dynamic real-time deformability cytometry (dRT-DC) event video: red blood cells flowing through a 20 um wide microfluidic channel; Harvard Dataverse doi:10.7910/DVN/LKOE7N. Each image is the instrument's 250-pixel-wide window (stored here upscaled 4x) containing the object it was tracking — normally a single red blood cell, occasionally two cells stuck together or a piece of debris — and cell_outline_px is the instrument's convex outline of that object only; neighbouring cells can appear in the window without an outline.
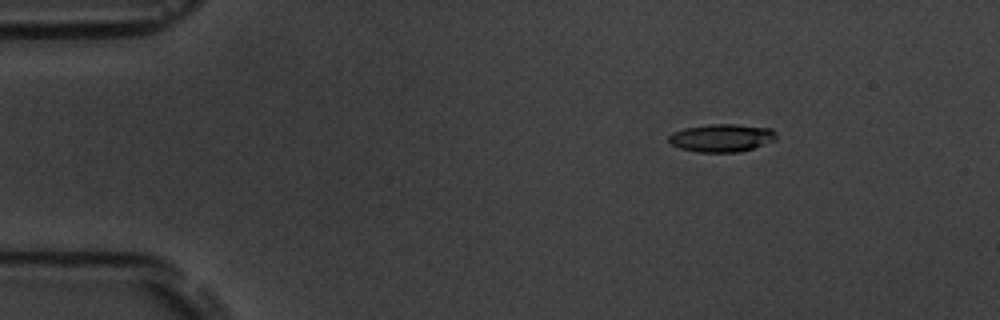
{"species": "common noctule bat (a hibernating species)", "species_latin": "Nyctalus noctula", "temperature_condition": "room temperature", "stored_images_in_passage": 7, "camera_frame_rate_fps": 3000, "um_per_image_px": 0.085, "animal": {"sex": "male", "body_mass_g": 19.5, "forearm_length_mm": 54.6}, "frame": {"image": 1, "passage_image": 1, "time_ms": 0.0, "image_size_px": [1000, 320], "cell_outline_px": [[776, 140], [752, 148], [736, 152], [696, 152], [680, 148], [672, 144], [668, 140], [668, 136], [672, 132], [684, 128], [708, 124], [736, 124], [772, 128], [776, 132]], "centroid_in_image_um": [61.34, 11.71], "position_along_channel_um": 23.7, "area_um2": 17.51}}
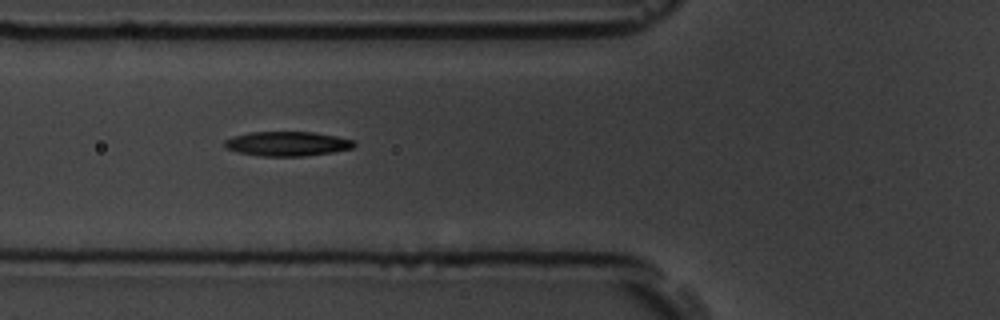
{"frame": {"image": 2, "passage_image": 5, "time_ms": 4.333, "image_size_px": [1000, 320], "cell_outline_px": [[356, 144], [352, 148], [332, 152], [304, 156], [260, 156], [240, 152], [228, 148], [224, 144], [224, 140], [232, 136], [248, 132], [312, 132], [336, 136], [352, 140]], "centroid_in_image_um": [24.4, 12.21], "position_along_channel_um": 101.4, "area_um2": 18.32}}
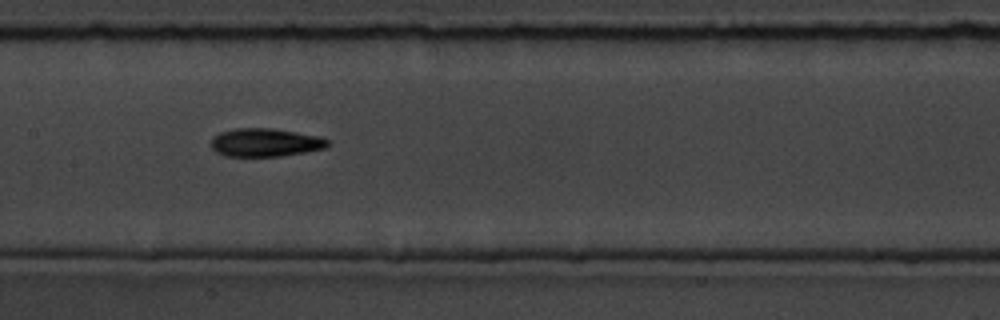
{"frame": {"image": 3, "passage_image": 7, "time_ms": 6.667, "image_size_px": [1000, 320], "cell_outline_px": [[328, 148], [280, 156], [224, 156], [216, 152], [212, 148], [212, 136], [220, 132], [236, 128], [272, 128], [320, 136], [328, 140]], "centroid_in_image_um": [22.54, 12.11], "position_along_channel_um": 184.9, "area_um2": 19.25}}